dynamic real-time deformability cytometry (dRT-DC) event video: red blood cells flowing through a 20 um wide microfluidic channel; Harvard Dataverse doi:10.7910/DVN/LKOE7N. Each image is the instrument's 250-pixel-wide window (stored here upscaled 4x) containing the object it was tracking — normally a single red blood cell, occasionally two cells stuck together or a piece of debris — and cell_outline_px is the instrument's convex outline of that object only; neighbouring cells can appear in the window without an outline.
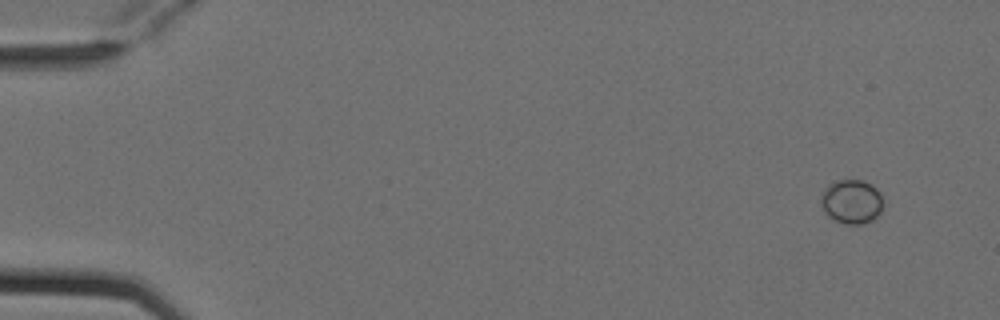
{"species": "Egyptian fruit bat (a non-hibernating species)", "species_latin": "Rousettus aegyptiacus", "temperature_condition": "cold", "stored_images_in_passage": 5, "camera_frame_rate_fps": 3000, "um_per_image_px": 0.085, "animal": {"sex": "female"}, "frame": {"image": 1, "passage_image": 1, "time_ms": 0.0, "image_size_px": [1000, 320], "cell_outline_px": [[880, 212], [872, 220], [864, 224], [844, 224], [828, 216], [824, 212], [820, 204], [820, 200], [828, 184], [840, 180], [860, 180], [876, 188], [880, 192]], "centroid_in_image_um": [72.34, 17.15], "position_along_channel_um": 12.7, "area_um2": 15.66}}